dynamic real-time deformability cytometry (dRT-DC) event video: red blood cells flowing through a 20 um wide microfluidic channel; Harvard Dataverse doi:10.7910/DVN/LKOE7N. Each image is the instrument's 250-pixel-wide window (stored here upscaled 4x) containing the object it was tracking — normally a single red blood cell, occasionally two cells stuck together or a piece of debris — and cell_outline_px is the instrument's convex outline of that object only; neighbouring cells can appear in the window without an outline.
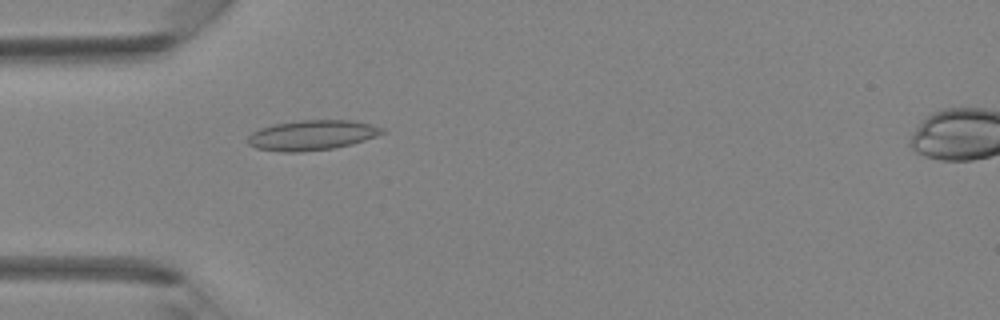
{"species": "Egyptian fruit bat (a non-hibernating species)", "species_latin": "Rousettus aegyptiacus", "temperature_condition": "room temperature", "stored_images_in_passage": 40, "camera_frame_rate_fps": 3000, "um_per_image_px": 0.085, "animal": {"sex": "female"}, "frame": {"image": 1, "passage_image": 12, "time_ms": 3.667, "image_size_px": [1000, 320], "cell_outline_px": [[388, 132], [352, 144], [332, 148], [300, 152], [284, 152], [256, 148], [248, 144], [248, 136], [252, 132], [260, 128], [272, 124], [300, 120], [352, 120], [372, 124], [384, 128]], "centroid_in_image_um": [26.54, 11.48], "position_along_channel_um": 58.5, "area_um2": 23.64}}
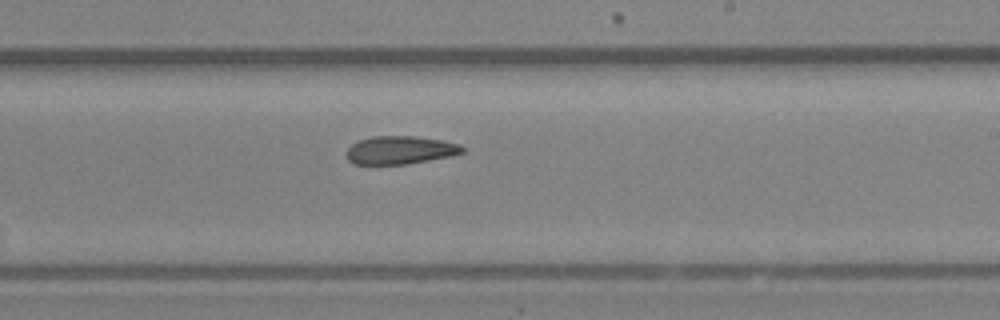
{"frame": {"image": 2, "passage_image": 24, "time_ms": 7.667, "image_size_px": [1000, 320], "cell_outline_px": [[464, 152], [452, 156], [408, 164], [352, 164], [348, 160], [348, 148], [352, 144], [360, 140], [372, 136], [416, 136], [444, 140], [460, 144], [464, 148]], "centroid_in_image_um": [34.06, 12.75], "position_along_channel_um": 254.9, "area_um2": 19.07}}
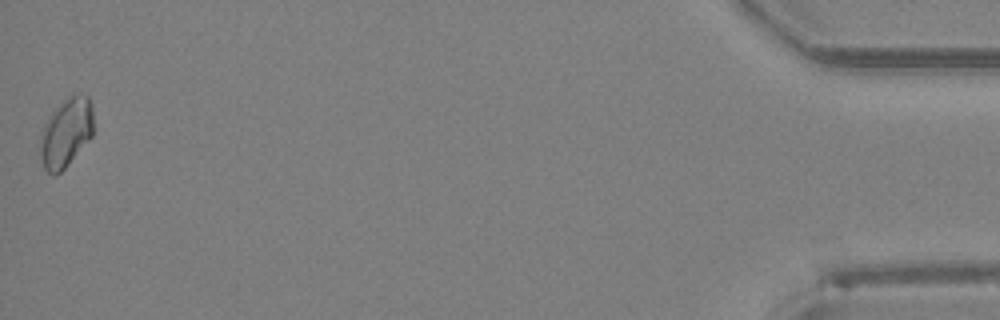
{"frame": {"image": 3, "passage_image": 40, "time_ms": 13.0, "image_size_px": [1000, 320], "cell_outline_px": [[92, 136], [64, 168], [56, 176], [52, 176], [44, 168], [40, 156], [40, 132], [44, 124], [52, 112], [68, 96], [80, 92], [88, 96], [92, 108]], "centroid_in_image_um": [5.59, 11.27], "position_along_channel_um": 429.6, "area_um2": 21.33}}